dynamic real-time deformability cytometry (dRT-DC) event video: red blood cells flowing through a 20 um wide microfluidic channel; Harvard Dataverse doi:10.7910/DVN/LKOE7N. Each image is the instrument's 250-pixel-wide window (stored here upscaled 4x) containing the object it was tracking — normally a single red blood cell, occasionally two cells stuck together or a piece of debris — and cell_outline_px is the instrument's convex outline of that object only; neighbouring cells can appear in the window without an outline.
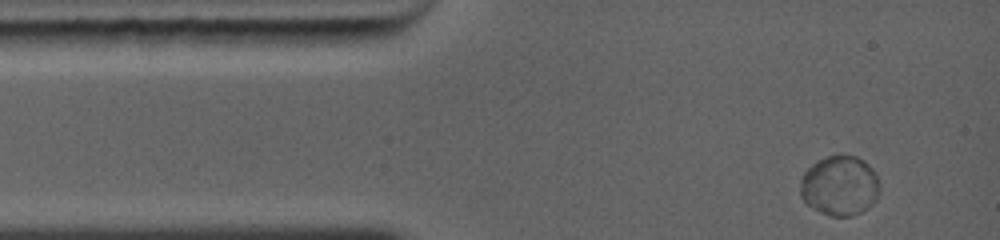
{"species": "common noctule bat (a hibernating species)", "species_latin": "Nyctalus noctula", "temperature_condition": "warm", "stored_images_in_passage": 6, "camera_frame_rate_fps": 5000, "um_per_image_px": 0.085, "animal": {"sex": "female", "body_mass_g": 19.0, "forearm_length_mm": 56.7}, "frame": {"image": 1, "passage_image": 1, "time_ms": 0.0, "image_size_px": [1000, 240], "cell_outline_px": [[880, 192], [876, 200], [868, 208], [852, 216], [828, 216], [812, 208], [800, 196], [800, 180], [804, 172], [816, 160], [828, 156], [856, 156], [864, 160], [872, 168], [876, 176], [880, 188]], "centroid_in_image_um": [71.37, 15.79], "position_along_channel_um": 13.6, "area_um2": 27.86}}
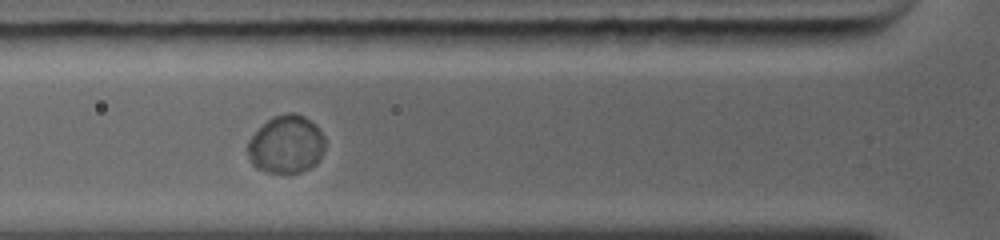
{"frame": {"image": 2, "passage_image": 5, "time_ms": 3.2, "image_size_px": [1000, 240], "cell_outline_px": [[324, 148], [316, 164], [300, 172], [284, 176], [268, 172], [256, 168], [252, 164], [248, 156], [248, 140], [272, 116], [288, 112], [296, 112], [304, 116], [316, 124], [320, 128], [324, 136]], "centroid_in_image_um": [24.33, 12.29], "position_along_channel_um": 101.5, "area_um2": 26.53}}
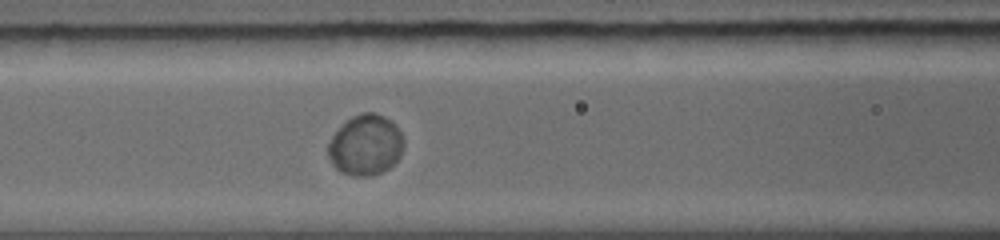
{"frame": {"image": 3, "passage_image": 6, "time_ms": 4.0, "image_size_px": [1000, 240], "cell_outline_px": [[404, 144], [400, 156], [388, 168], [372, 176], [352, 176], [340, 172], [332, 164], [328, 156], [328, 144], [332, 136], [352, 116], [364, 112], [376, 112], [392, 120], [400, 132], [404, 140]], "centroid_in_image_um": [31.08, 12.33], "position_along_channel_um": 135.5, "area_um2": 26.65}}